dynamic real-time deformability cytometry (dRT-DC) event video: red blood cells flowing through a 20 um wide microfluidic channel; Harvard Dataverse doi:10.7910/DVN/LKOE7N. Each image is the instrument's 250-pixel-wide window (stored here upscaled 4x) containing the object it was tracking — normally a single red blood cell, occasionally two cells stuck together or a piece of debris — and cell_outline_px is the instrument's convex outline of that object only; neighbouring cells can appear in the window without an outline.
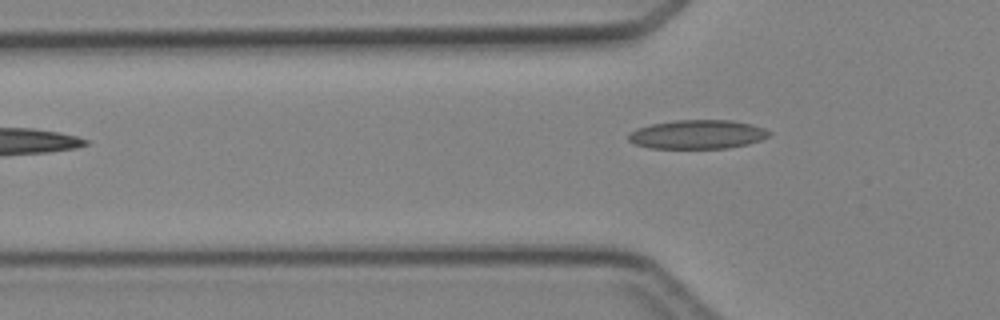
{"species": "Egyptian fruit bat (a non-hibernating species)", "species_latin": "Rousettus aegyptiacus", "temperature_condition": "cold", "stored_images_in_passage": 2, "camera_frame_rate_fps": 3000, "um_per_image_px": 0.085, "animal": {"sex": "female"}, "frame": {"image": 1, "passage_image": 2, "time_ms": 1.333, "image_size_px": [1000, 320], "cell_outline_px": [[772, 132], [768, 136], [760, 140], [748, 144], [728, 148], [648, 148], [636, 144], [628, 140], [628, 132], [636, 128], [652, 124], [676, 120], [732, 120], [752, 124], [764, 128]], "centroid_in_image_um": [59.28, 11.42], "position_along_channel_um": 66.5, "area_um2": 23.81}}